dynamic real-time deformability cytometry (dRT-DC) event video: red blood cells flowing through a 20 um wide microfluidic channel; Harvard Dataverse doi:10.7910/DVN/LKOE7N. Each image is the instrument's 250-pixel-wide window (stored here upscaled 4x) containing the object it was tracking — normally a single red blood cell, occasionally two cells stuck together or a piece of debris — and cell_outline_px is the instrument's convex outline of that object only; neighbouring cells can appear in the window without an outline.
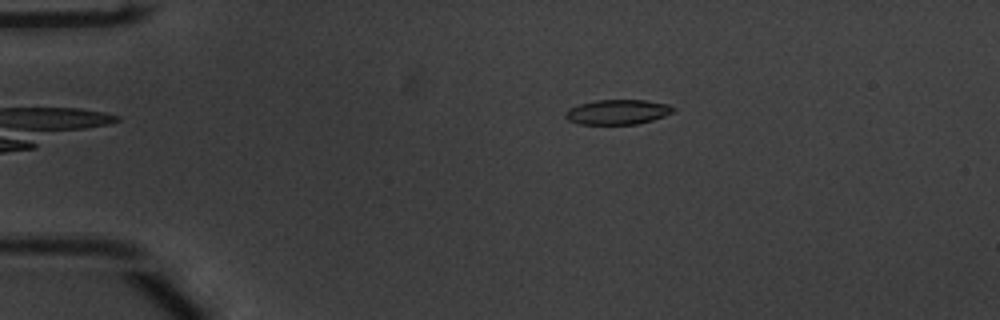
{"species": "common noctule bat (a hibernating species)", "species_latin": "Nyctalus noctula", "temperature_condition": "warm", "stored_images_in_passage": 44, "camera_frame_rate_fps": 3000, "um_per_image_px": 0.085, "animal": {"sex": "male", "body_mass_g": 20.1, "forearm_length_mm": 53.5}, "frame": {"image": 1, "passage_image": 2, "time_ms": 0.333, "image_size_px": [1000, 320], "cell_outline_px": [[676, 108], [672, 112], [664, 116], [652, 120], [636, 124], [580, 124], [568, 120], [564, 116], [564, 112], [568, 108], [580, 104], [596, 100], [644, 100], [668, 104]], "centroid_in_image_um": [52.47, 9.52], "position_along_channel_um": 32.5, "area_um2": 15.61}}
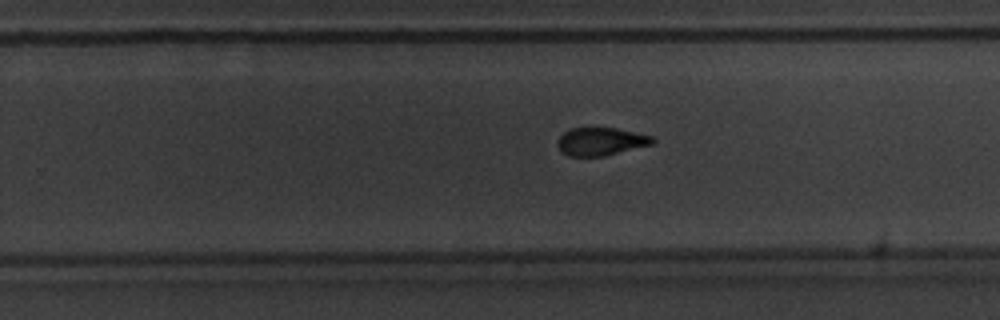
{"frame": {"image": 2, "passage_image": 25, "time_ms": 8.0, "image_size_px": [1000, 320], "cell_outline_px": [[656, 140], [652, 144], [604, 156], [568, 156], [560, 152], [556, 144], [556, 140], [568, 128], [592, 124], [616, 128], [636, 132], [652, 136]], "centroid_in_image_um": [50.99, 11.97], "position_along_channel_um": 278.8, "area_um2": 16.3}}
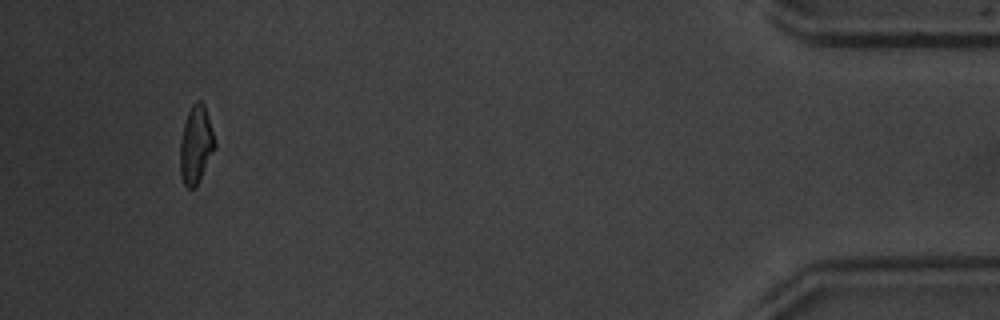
{"frame": {"image": 3, "passage_image": 41, "time_ms": 13.333, "image_size_px": [1000, 320], "cell_outline_px": [[216, 148], [196, 188], [188, 188], [184, 184], [180, 176], [180, 140], [184, 124], [188, 112], [192, 104], [196, 100], [200, 100], [204, 104], [216, 144]], "centroid_in_image_um": [16.65, 12.34], "position_along_channel_um": 418.5, "area_um2": 15.84}, "authors_computed_cell_mechanics": {"area_um2": 16.3285, "velocity_mm_per_s": 3.8833, "shape_relaxation_time_tau1_ms": 2.9133, "shape_relaxation_time_tau2_ms": 2.2946, "deformation_change_tau1": 0.1368, "deformation_change_tau2": 0.0833}}